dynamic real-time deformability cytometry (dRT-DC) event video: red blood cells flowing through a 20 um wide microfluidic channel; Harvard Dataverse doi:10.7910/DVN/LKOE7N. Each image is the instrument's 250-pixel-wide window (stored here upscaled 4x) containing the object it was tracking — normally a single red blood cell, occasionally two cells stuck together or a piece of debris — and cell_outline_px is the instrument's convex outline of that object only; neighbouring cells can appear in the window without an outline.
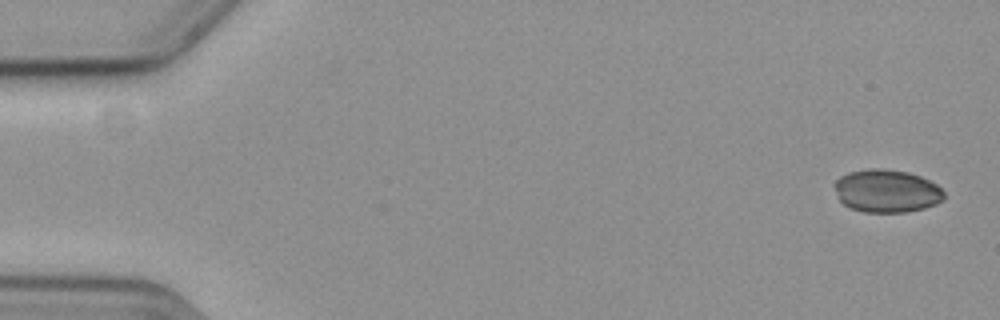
{"species": "common noctule bat (a hibernating species)", "species_latin": "Nyctalus noctula", "temperature_condition": "cold", "stored_images_in_passage": 51, "camera_frame_rate_fps": 3000, "um_per_image_px": 0.085, "animal": {"sex": "female", "body_mass_g": 19.3, "forearm_length_mm": 54.1}, "frame": {"image": 1, "passage_image": 1, "time_ms": 0.0, "image_size_px": [1000, 320], "cell_outline_px": [[944, 200], [936, 204], [924, 208], [904, 212], [864, 212], [852, 208], [844, 204], [840, 200], [836, 188], [836, 180], [840, 176], [848, 172], [868, 168], [884, 168], [908, 172], [920, 176], [936, 184], [944, 192]], "centroid_in_image_um": [75.39, 16.22], "position_along_channel_um": 9.6, "area_um2": 27.28}}
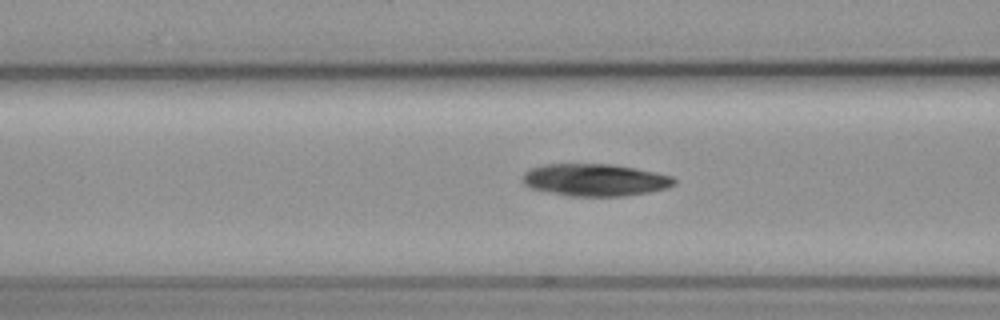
{"frame": {"image": 2, "passage_image": 22, "time_ms": 7.0, "image_size_px": [1000, 320], "cell_outline_px": [[676, 184], [668, 188], [648, 192], [620, 196], [568, 196], [532, 188], [524, 184], [520, 180], [524, 172], [528, 168], [544, 164], [612, 164], [636, 168], [672, 176], [676, 180]], "centroid_in_image_um": [50.55, 15.28], "position_along_channel_um": 116.1, "area_um2": 28.61}}
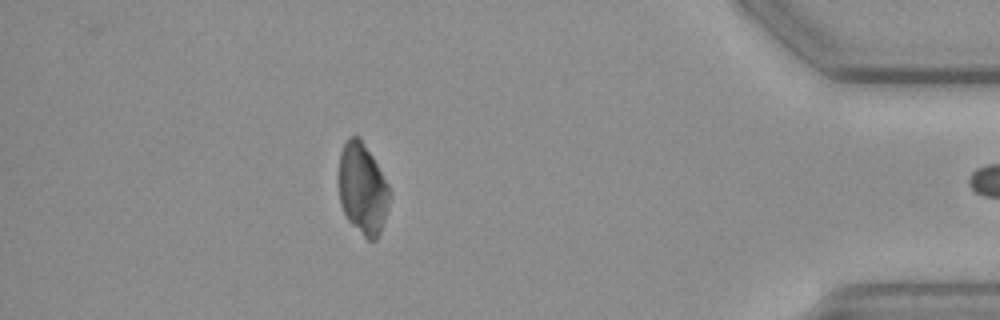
{"frame": {"image": 3, "passage_image": 50, "time_ms": 16.333, "image_size_px": [1000, 320], "cell_outline_px": [[388, 208], [380, 232], [376, 240], [368, 240], [348, 220], [340, 204], [340, 152], [348, 136], [356, 136], [360, 140], [372, 156], [388, 184]], "centroid_in_image_um": [30.81, 16.06], "position_along_channel_um": 404.4, "area_um2": 26.24}}